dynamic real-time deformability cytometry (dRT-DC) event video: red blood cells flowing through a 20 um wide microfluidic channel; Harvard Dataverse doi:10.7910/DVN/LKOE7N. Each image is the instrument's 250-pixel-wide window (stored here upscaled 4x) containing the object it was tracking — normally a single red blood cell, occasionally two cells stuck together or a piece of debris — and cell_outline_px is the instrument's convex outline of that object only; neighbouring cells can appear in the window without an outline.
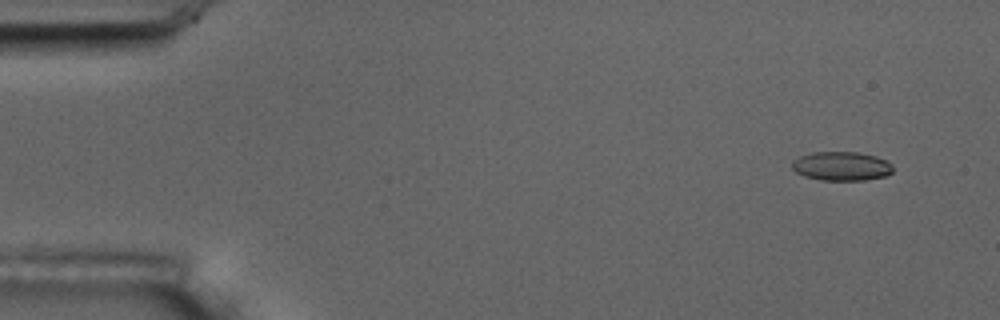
{"species": "common noctule bat (a hibernating species)", "species_latin": "Nyctalus noctula", "temperature_condition": "room temperature", "stored_images_in_passage": 7, "camera_frame_rate_fps": 3000, "um_per_image_px": 0.085, "animal": {"sex": "male", "body_mass_g": 17.5, "forearm_length_mm": 52.3}, "frame": {"image": 1, "passage_image": 1, "time_ms": 0.0, "image_size_px": [1000, 320], "cell_outline_px": [[892, 172], [884, 176], [864, 180], [820, 180], [804, 176], [796, 172], [792, 168], [792, 160], [800, 156], [812, 152], [856, 152], [876, 156], [888, 160], [892, 164]], "centroid_in_image_um": [71.52, 14.12], "position_along_channel_um": 13.5, "area_um2": 17.11}}
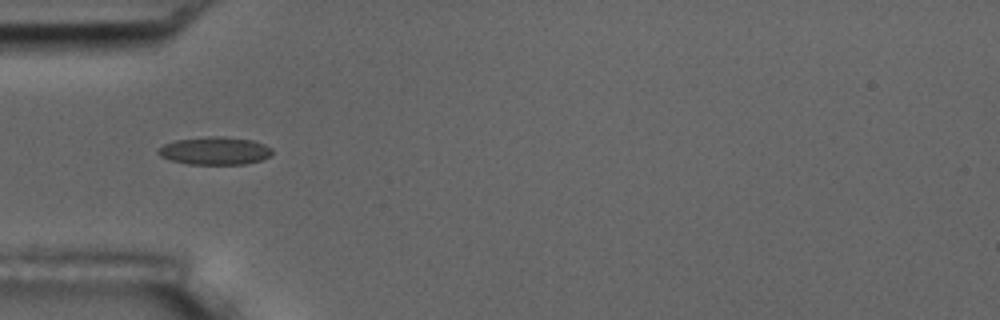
{"frame": {"image": 2, "passage_image": 5, "time_ms": 1.333, "image_size_px": [1000, 320], "cell_outline_px": [[272, 152], [268, 156], [260, 160], [244, 164], [188, 164], [172, 160], [160, 156], [156, 152], [156, 148], [164, 144], [176, 140], [212, 136], [224, 136], [252, 140], [264, 144], [272, 148]], "centroid_in_image_um": [18.23, 12.81], "position_along_channel_um": 66.8, "area_um2": 18.44}}